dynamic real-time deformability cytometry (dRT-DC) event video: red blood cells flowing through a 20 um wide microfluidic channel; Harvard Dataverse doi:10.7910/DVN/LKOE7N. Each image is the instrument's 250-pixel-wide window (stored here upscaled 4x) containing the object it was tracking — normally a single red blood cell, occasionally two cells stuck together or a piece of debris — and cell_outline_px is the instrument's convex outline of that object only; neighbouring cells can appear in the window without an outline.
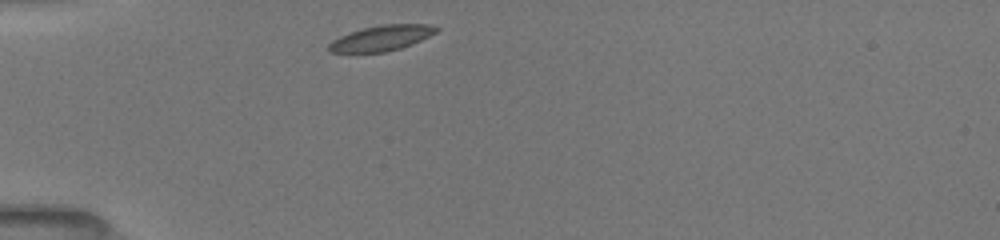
{"species": "common noctule bat (a hibernating species)", "species_latin": "Nyctalus noctula", "temperature_condition": "room temperature", "stored_images_in_passage": 14, "camera_frame_rate_fps": 3000, "um_per_image_px": 0.085, "animal": {"sex": "female", "body_mass_g": 19.5, "forearm_length_mm": 54.1}, "frame": {"image": 1, "passage_image": 1, "time_ms": 0.0, "image_size_px": [1000, 240], "cell_outline_px": [[440, 28], [436, 32], [412, 44], [400, 48], [384, 52], [328, 52], [328, 44], [332, 40], [340, 36], [364, 28], [380, 24], [428, 24]], "centroid_in_image_um": [32.42, 3.23], "position_along_channel_um": 52.6, "area_um2": 15.72}}
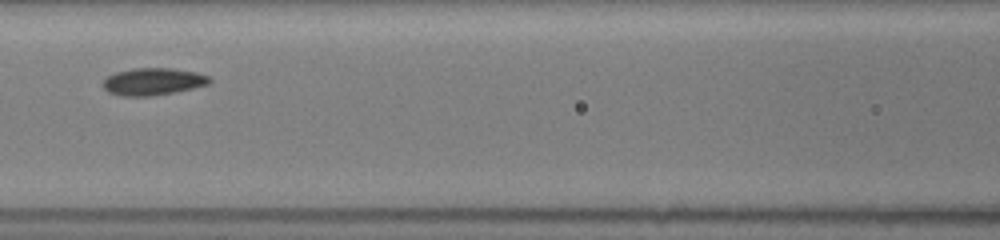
{"frame": {"image": 2, "passage_image": 11, "time_ms": 3.0, "image_size_px": [1000, 240], "cell_outline_px": [[212, 80], [208, 84], [176, 92], [148, 96], [120, 96], [108, 92], [100, 84], [108, 76], [116, 72], [132, 68], [168, 68], [196, 72], [208, 76]], "centroid_in_image_um": [12.97, 6.93], "position_along_channel_um": 153.6, "area_um2": 16.88}}
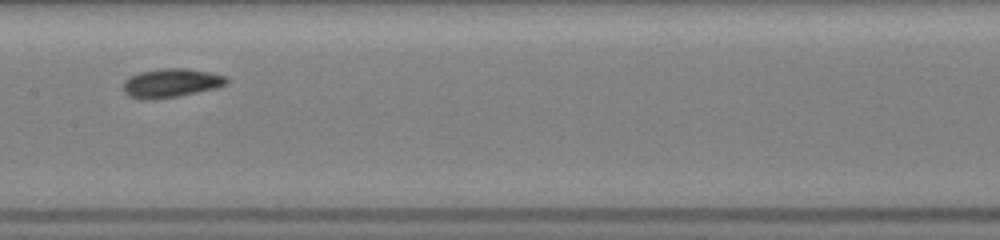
{"frame": {"image": 3, "passage_image": 12, "time_ms": 4.0, "image_size_px": [1000, 240], "cell_outline_px": [[228, 84], [216, 88], [180, 96], [156, 100], [140, 100], [128, 96], [120, 88], [124, 80], [128, 76], [140, 72], [160, 68], [188, 68], [208, 72], [224, 76], [228, 80]], "centroid_in_image_um": [14.46, 7.07], "position_along_channel_um": 192.9, "area_um2": 17.86}}